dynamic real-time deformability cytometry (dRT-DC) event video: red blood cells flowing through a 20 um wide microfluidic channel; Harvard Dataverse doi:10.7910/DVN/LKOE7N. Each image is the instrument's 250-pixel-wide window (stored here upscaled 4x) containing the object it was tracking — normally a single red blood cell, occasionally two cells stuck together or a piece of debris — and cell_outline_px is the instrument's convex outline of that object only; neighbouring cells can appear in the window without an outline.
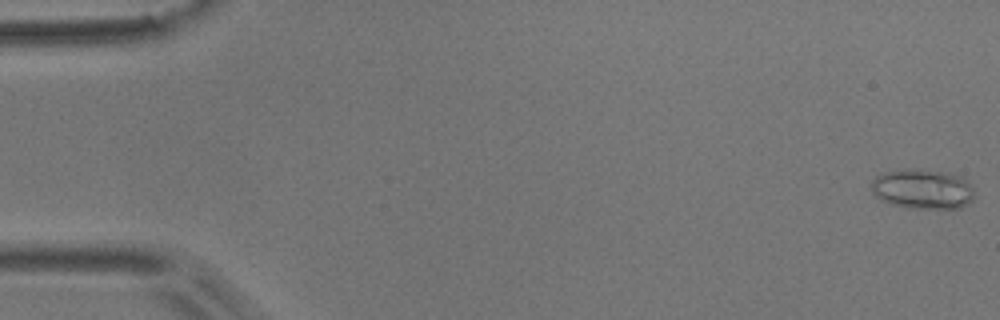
{"species": "common noctule bat (a hibernating species)", "species_latin": "Nyctalus noctula", "temperature_condition": "room temperature", "stored_images_in_passage": 54, "camera_frame_rate_fps": 3000, "um_per_image_px": 0.085, "animal": {"sex": "male", "body_mass_g": 17.9}, "frame": {"image": 1, "passage_image": 1, "time_ms": 0.0, "image_size_px": [1000, 320], "cell_outline_px": [[976, 196], [968, 204], [960, 208], [912, 208], [892, 204], [880, 200], [872, 192], [872, 180], [876, 176], [884, 172], [944, 172], [960, 176], [972, 188]], "centroid_in_image_um": [78.44, 16.13], "position_along_channel_um": 6.6, "area_um2": 23.0}}
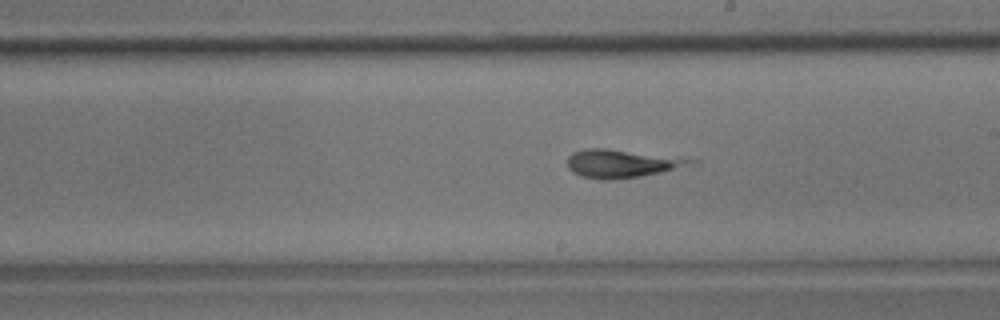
{"frame": {"image": 2, "passage_image": 31, "time_ms": 10.0, "image_size_px": [1000, 320], "cell_outline_px": [[700, 160], [696, 164], [660, 172], [640, 176], [608, 180], [600, 180], [580, 176], [572, 172], [568, 168], [568, 156], [572, 152], [588, 148], [604, 148], [680, 156]], "centroid_in_image_um": [52.9, 13.89], "position_along_channel_um": 236.1, "area_um2": 20.58}}
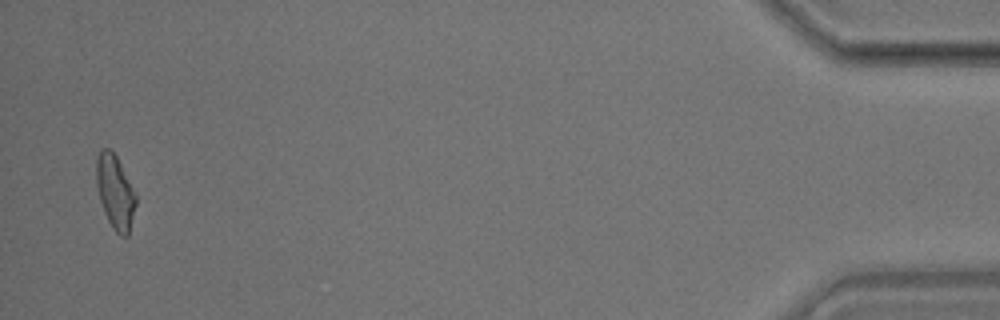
{"frame": {"image": 3, "passage_image": 53, "time_ms": 17.333, "image_size_px": [1000, 320], "cell_outline_px": [[136, 204], [128, 236], [120, 236], [112, 228], [104, 212], [100, 200], [96, 184], [96, 160], [100, 148], [108, 148], [116, 156], [136, 196]], "centroid_in_image_um": [9.77, 16.33], "position_along_channel_um": 425.4, "area_um2": 16.76}}